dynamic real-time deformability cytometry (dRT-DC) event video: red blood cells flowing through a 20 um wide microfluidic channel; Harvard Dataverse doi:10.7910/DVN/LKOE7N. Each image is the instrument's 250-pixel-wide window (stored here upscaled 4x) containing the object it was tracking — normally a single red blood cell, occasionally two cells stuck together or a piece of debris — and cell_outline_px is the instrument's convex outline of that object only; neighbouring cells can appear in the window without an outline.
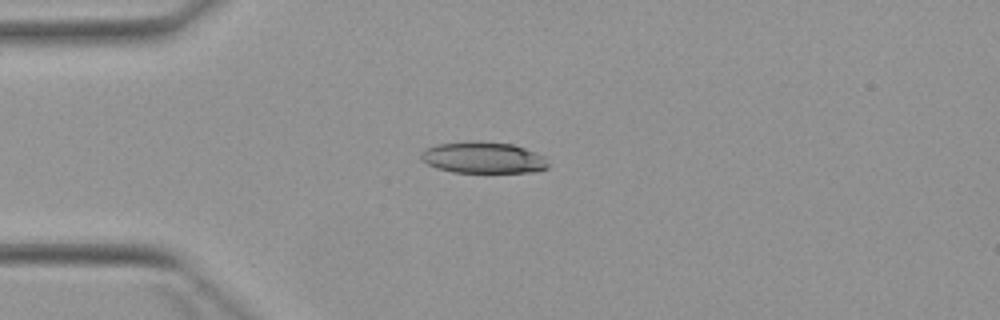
{"species": "Egyptian fruit bat (a non-hibernating species)", "species_latin": "Rousettus aegyptiacus", "temperature_condition": "warm", "stored_images_in_passage": 5, "camera_frame_rate_fps": 3000, "um_per_image_px": 0.085, "animal": {"sex": "female"}, "frame": {"image": 1, "passage_image": 3, "time_ms": 2.333, "image_size_px": [1000, 320], "cell_outline_px": [[548, 168], [532, 172], [452, 172], [436, 168], [420, 160], [420, 152], [424, 148], [436, 144], [480, 140], [512, 144], [524, 148], [544, 156], [548, 164]], "centroid_in_image_um": [41.02, 13.39], "position_along_channel_um": 44.0, "area_um2": 23.47}}
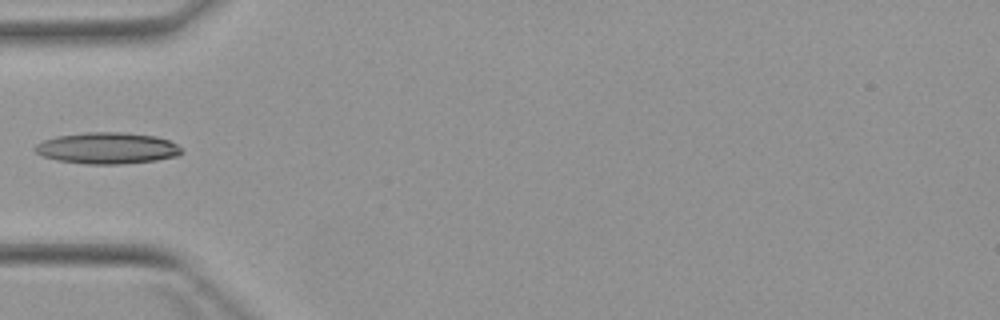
{"frame": {"image": 2, "passage_image": 4, "time_ms": 3.667, "image_size_px": [1000, 320], "cell_outline_px": [[184, 152], [176, 156], [156, 160], [120, 164], [84, 164], [56, 160], [44, 156], [36, 152], [32, 148], [36, 144], [44, 140], [56, 136], [84, 132], [124, 132], [156, 136], [168, 140], [176, 144]], "centroid_in_image_um": [9.09, 12.59], "position_along_channel_um": 75.9, "area_um2": 26.88}}
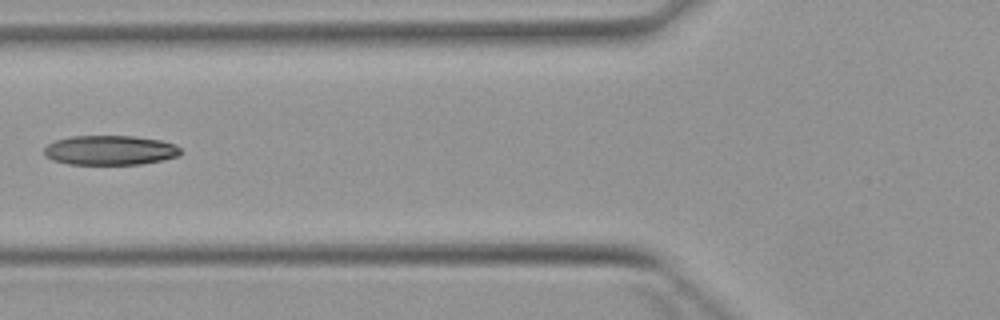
{"frame": {"image": 3, "passage_image": 5, "time_ms": 4.667, "image_size_px": [1000, 320], "cell_outline_px": [[180, 156], [140, 164], [68, 164], [52, 160], [44, 156], [44, 148], [48, 144], [56, 140], [72, 136], [132, 136], [160, 140], [176, 144], [180, 148]], "centroid_in_image_um": [9.34, 12.77], "position_along_channel_um": 116.5, "area_um2": 23.52}}